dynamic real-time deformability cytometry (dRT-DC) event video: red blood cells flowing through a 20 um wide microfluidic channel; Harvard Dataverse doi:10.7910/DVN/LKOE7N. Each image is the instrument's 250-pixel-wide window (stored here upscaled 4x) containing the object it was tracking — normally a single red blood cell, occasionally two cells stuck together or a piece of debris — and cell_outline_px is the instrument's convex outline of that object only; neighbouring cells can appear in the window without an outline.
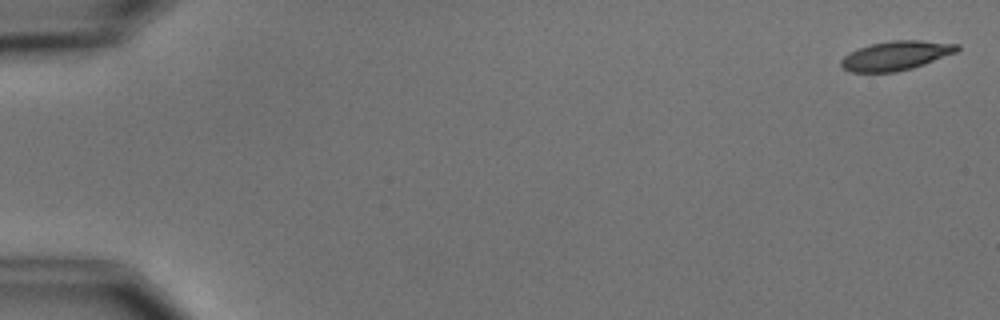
{"species": "common noctule bat (a hibernating species)", "species_latin": "Nyctalus noctula", "temperature_condition": "cold", "stored_images_in_passage": 5, "camera_frame_rate_fps": 3000, "um_per_image_px": 0.085, "animal": {"sex": "male", "body_mass_g": 15.6}, "frame": {"image": 1, "passage_image": 1, "time_ms": 0.0, "image_size_px": [1000, 320], "cell_outline_px": [[960, 48], [956, 52], [924, 64], [912, 68], [896, 72], [852, 72], [844, 68], [840, 64], [840, 60], [844, 56], [860, 48], [872, 44], [892, 40], [920, 40], [960, 44]], "centroid_in_image_um": [76.18, 4.72], "position_along_channel_um": 8.8, "area_um2": 19.54}}
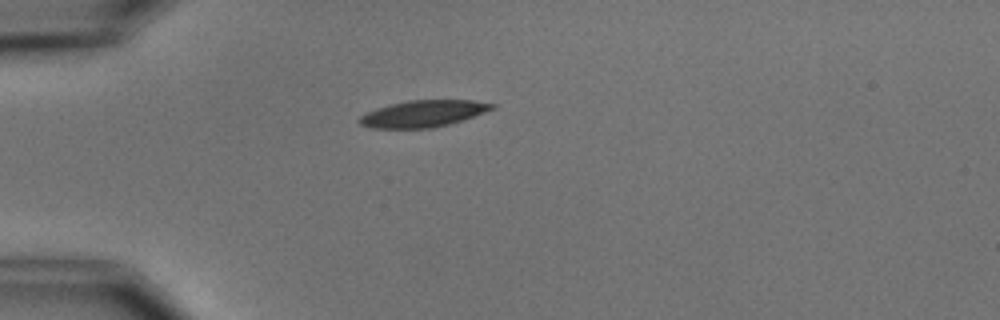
{"frame": {"image": 2, "passage_image": 5, "time_ms": 4.667, "image_size_px": [1000, 320], "cell_outline_px": [[496, 108], [448, 124], [432, 128], [372, 128], [360, 124], [356, 120], [364, 112], [376, 108], [408, 100], [472, 100], [496, 104]], "centroid_in_image_um": [35.92, 9.65], "position_along_channel_um": 49.1, "area_um2": 20.52}}